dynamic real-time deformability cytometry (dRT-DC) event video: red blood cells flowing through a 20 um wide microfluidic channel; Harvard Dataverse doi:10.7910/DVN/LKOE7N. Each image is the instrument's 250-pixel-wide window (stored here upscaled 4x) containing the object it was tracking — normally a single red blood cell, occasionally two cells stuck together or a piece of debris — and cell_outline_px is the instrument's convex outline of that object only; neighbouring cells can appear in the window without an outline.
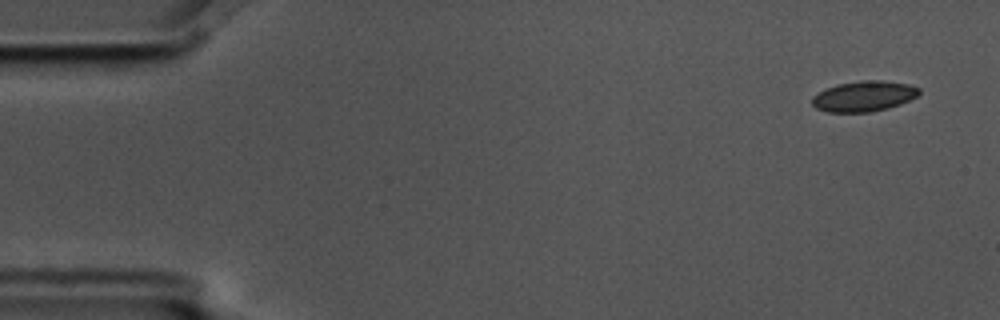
{"species": "common noctule bat (a hibernating species)", "species_latin": "Nyctalus noctula", "temperature_condition": "cold", "stored_images_in_passage": 8, "camera_frame_rate_fps": 3000, "um_per_image_px": 0.085, "animal": {"sex": "male", "body_mass_g": 17.5, "forearm_length_mm": 52.3}, "frame": {"image": 1, "passage_image": 1, "time_ms": 0.0, "image_size_px": [1000, 320], "cell_outline_px": [[920, 92], [916, 96], [900, 104], [888, 108], [868, 112], [828, 112], [816, 108], [812, 104], [812, 96], [836, 84], [860, 80], [880, 80], [908, 84], [920, 88]], "centroid_in_image_um": [73.42, 8.17], "position_along_channel_um": 11.6, "area_um2": 18.9}}
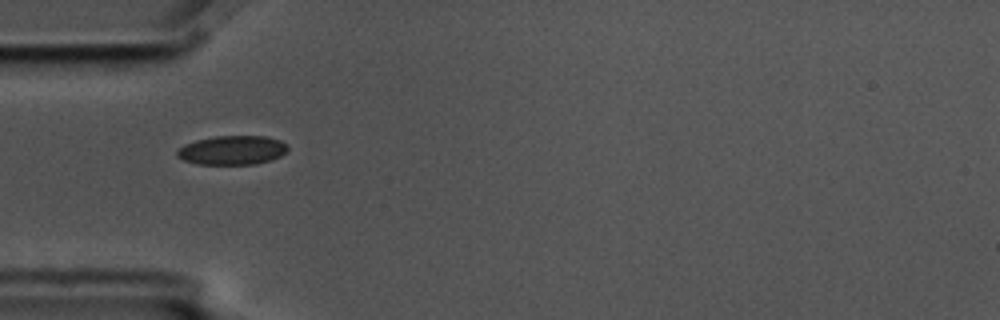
{"frame": {"image": 2, "passage_image": 5, "time_ms": 1.333, "image_size_px": [1000, 320], "cell_outline_px": [[288, 148], [280, 156], [272, 160], [256, 164], [196, 164], [184, 160], [176, 156], [176, 152], [184, 144], [196, 140], [216, 136], [268, 136], [280, 140], [288, 144]], "centroid_in_image_um": [19.75, 12.76], "position_along_channel_um": 65.2, "area_um2": 18.84}}